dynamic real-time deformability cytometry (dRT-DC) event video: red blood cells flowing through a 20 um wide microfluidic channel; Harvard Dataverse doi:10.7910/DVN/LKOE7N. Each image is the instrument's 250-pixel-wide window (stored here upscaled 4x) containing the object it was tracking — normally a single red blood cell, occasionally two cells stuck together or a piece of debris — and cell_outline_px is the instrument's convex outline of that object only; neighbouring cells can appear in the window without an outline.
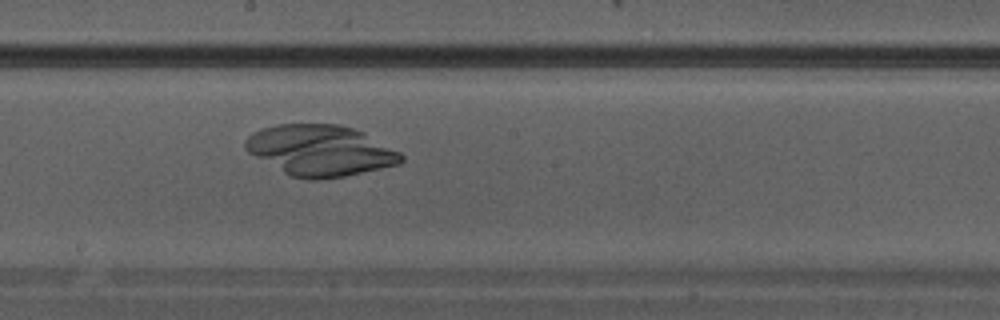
{"species": "Egyptian fruit bat (a non-hibernating species)", "species_latin": "Rousettus aegyptiacus", "temperature_condition": "warm", "stored_images_in_passage": 12, "camera_frame_rate_fps": 3000, "um_per_image_px": 0.085, "animal": {"sex": "male"}, "frame": {"image": 1, "passage_image": 12, "time_ms": 3.667, "image_size_px": [1000, 320], "cell_outline_px": [[404, 160], [400, 164], [344, 176], [316, 180], [312, 180], [292, 176], [284, 172], [248, 152], [244, 148], [244, 140], [252, 132], [260, 128], [276, 124], [340, 124], [364, 132], [400, 152], [404, 156]], "centroid_in_image_um": [27.22, 12.77], "position_along_channel_um": 221.0, "area_um2": 46.07}}